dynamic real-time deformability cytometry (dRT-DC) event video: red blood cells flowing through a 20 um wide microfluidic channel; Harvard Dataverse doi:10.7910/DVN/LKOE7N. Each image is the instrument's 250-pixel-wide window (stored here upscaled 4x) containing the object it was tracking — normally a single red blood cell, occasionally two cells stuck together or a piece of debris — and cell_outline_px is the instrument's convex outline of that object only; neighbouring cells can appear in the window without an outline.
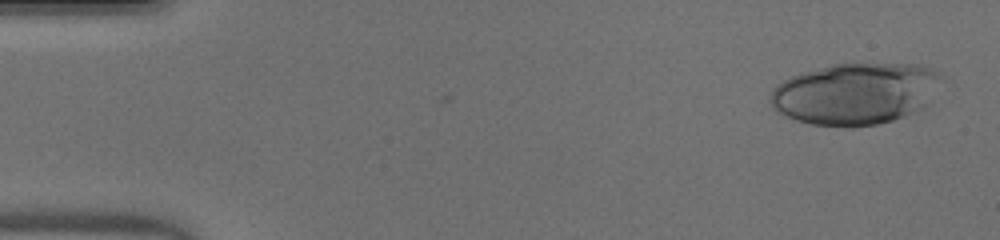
{"species": "human", "species_latin": "Homo sapiens", "temperature_condition": "warm", "stored_images_in_passage": 28, "camera_frame_rate_fps": 3000, "um_per_image_px": 0.085, "donor": {"sex": "male"}, "frame": {"image": 1, "passage_image": 2, "time_ms": 0.333, "image_size_px": [1000, 240], "cell_outline_px": [[944, 76], [924, 108], [904, 116], [892, 120], [876, 124], [856, 128], [848, 128], [812, 124], [796, 120], [776, 112], [772, 108], [768, 100], [772, 88], [776, 84], [800, 72], [832, 64], [864, 60], [920, 64], [932, 68], [940, 72]], "centroid_in_image_um": [72.71, 7.91], "position_along_channel_um": 12.3, "area_um2": 63.46}}
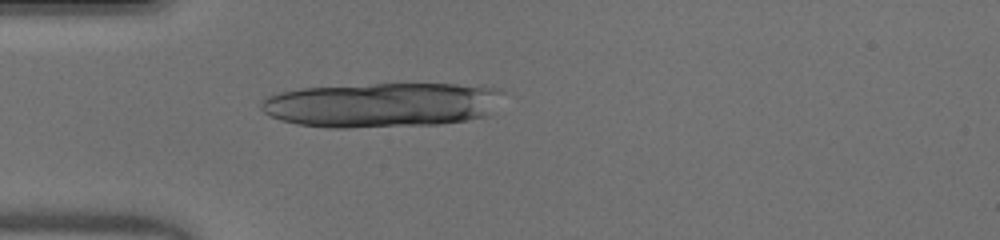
{"frame": {"image": 2, "passage_image": 14, "time_ms": 4.333, "image_size_px": [1000, 240], "cell_outline_px": [[504, 92], [488, 116], [468, 120], [440, 124], [348, 128], [328, 128], [296, 124], [280, 120], [264, 112], [260, 108], [260, 100], [264, 96], [280, 92], [300, 88], [372, 84], [480, 84], [500, 88]], "centroid_in_image_um": [32.46, 8.91], "position_along_channel_um": 52.5, "area_um2": 63.81}}